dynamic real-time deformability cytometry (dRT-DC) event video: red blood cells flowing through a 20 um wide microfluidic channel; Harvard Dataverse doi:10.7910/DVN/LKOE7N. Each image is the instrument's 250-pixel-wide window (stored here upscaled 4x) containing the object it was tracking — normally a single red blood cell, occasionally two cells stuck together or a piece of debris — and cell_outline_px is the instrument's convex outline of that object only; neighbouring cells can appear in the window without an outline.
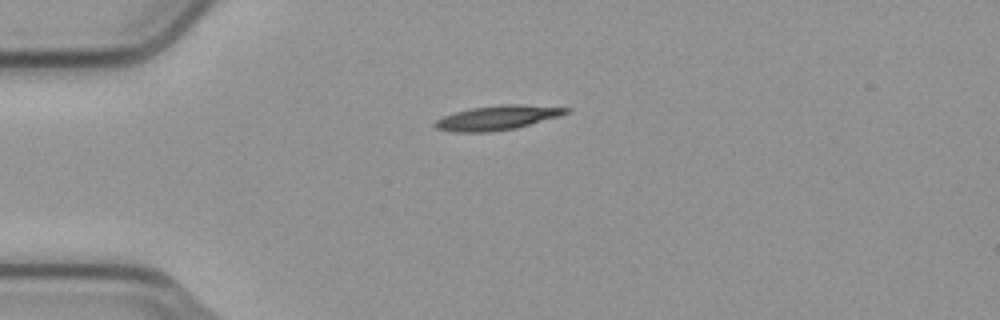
{"species": "common noctule bat (a hibernating species)", "species_latin": "Nyctalus noctula", "temperature_condition": "cold", "stored_images_in_passage": 6, "camera_frame_rate_fps": 3000, "um_per_image_px": 0.085, "animal": {"sex": "male", "body_mass_g": 23.1, "forearm_length_mm": 52.7}, "frame": {"image": 1, "passage_image": 6, "time_ms": 1.667, "image_size_px": [1000, 320], "cell_outline_px": [[572, 108], [568, 112], [560, 116], [516, 128], [488, 132], [452, 132], [436, 128], [432, 124], [436, 120], [444, 116], [468, 108], [500, 104], [524, 104]], "centroid_in_image_um": [42.28, 10.0], "position_along_channel_um": 42.7, "area_um2": 18.79}}